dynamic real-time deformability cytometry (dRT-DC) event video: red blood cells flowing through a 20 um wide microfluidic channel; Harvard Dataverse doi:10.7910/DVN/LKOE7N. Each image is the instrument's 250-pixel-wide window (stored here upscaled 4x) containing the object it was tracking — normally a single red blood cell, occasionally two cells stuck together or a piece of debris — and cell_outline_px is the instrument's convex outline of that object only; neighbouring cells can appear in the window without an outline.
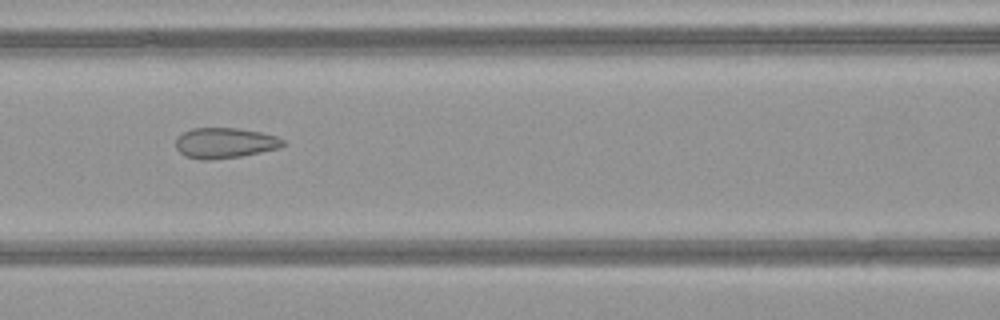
{"species": "common noctule bat (a hibernating species)", "species_latin": "Nyctalus noctula", "temperature_condition": "warm", "stored_images_in_passage": 50, "camera_frame_rate_fps": 3000, "um_per_image_px": 0.085, "animal": {"sex": "female", "body_mass_g": 21.9}, "frame": {"image": 1, "passage_image": 22, "time_ms": 7.0, "image_size_px": [1000, 320], "cell_outline_px": [[288, 144], [280, 148], [240, 156], [208, 160], [200, 160], [184, 156], [176, 148], [176, 136], [192, 128], [236, 128], [260, 132], [276, 136], [284, 140]], "centroid_in_image_um": [19.11, 12.15], "position_along_channel_um": 147.5, "area_um2": 19.13}}
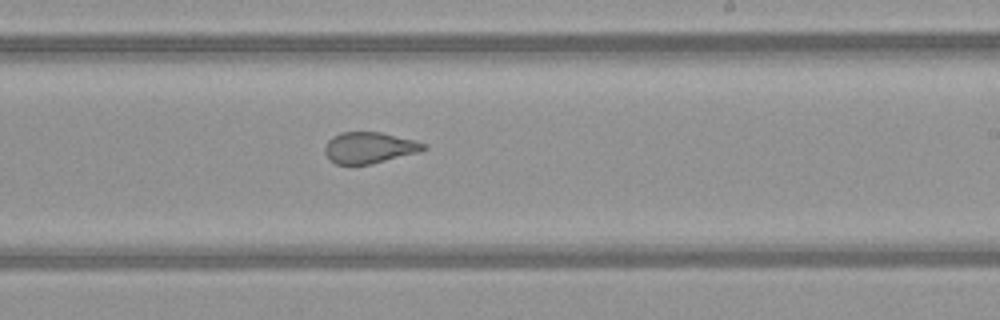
{"frame": {"image": 2, "passage_image": 30, "time_ms": 9.667, "image_size_px": [1000, 320], "cell_outline_px": [[428, 148], [416, 152], [372, 164], [336, 164], [328, 160], [324, 152], [324, 148], [328, 140], [332, 136], [340, 132], [380, 132], [416, 140], [428, 144]], "centroid_in_image_um": [31.36, 12.54], "position_along_channel_um": 257.6, "area_um2": 18.03}}
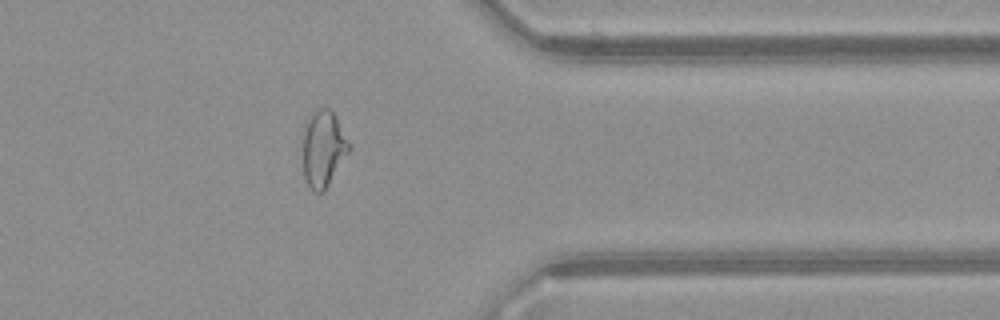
{"frame": {"image": 3, "passage_image": 40, "time_ms": 13.0, "image_size_px": [1000, 320], "cell_outline_px": [[352, 148], [324, 192], [312, 192], [304, 176], [300, 136], [304, 124], [308, 116], [316, 108], [328, 108], [336, 116]], "centroid_in_image_um": [27.43, 12.62], "position_along_channel_um": 384.0, "area_um2": 21.39}, "authors_computed_cell_mechanics": {"area_um2": 22.8599, "velocity_mm_per_s": 4.1365, "shape_relaxation_time_tau1_ms": null, "shape_relaxation_time_tau2_ms": 0.8348, "deformation_change_tau1": null, "deformation_change_tau2": 0.0841}}